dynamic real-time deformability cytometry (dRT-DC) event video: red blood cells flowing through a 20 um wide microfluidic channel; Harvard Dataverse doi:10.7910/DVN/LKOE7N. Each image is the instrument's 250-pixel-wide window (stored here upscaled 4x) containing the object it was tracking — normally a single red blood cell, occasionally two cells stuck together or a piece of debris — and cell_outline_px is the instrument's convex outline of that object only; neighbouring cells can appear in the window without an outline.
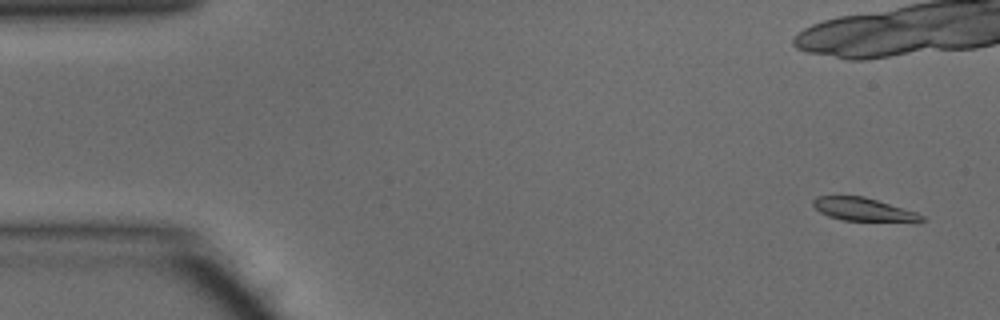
{"species": "common noctule bat (a hibernating species)", "species_latin": "Nyctalus noctula", "temperature_condition": "warm", "stored_images_in_passage": 15, "camera_frame_rate_fps": 3000, "um_per_image_px": 0.085, "animal": {"sex": "male", "body_mass_g": 15.6}, "frame": {"image": 1, "passage_image": 3, "time_ms": 0.667, "image_size_px": [1000, 320], "cell_outline_px": [[924, 220], [916, 224], [840, 220], [828, 216], [820, 212], [812, 204], [812, 200], [816, 196], [864, 196], [916, 212], [924, 216]], "centroid_in_image_um": [73.48, 17.85], "position_along_channel_um": 11.5, "area_um2": 15.32}}